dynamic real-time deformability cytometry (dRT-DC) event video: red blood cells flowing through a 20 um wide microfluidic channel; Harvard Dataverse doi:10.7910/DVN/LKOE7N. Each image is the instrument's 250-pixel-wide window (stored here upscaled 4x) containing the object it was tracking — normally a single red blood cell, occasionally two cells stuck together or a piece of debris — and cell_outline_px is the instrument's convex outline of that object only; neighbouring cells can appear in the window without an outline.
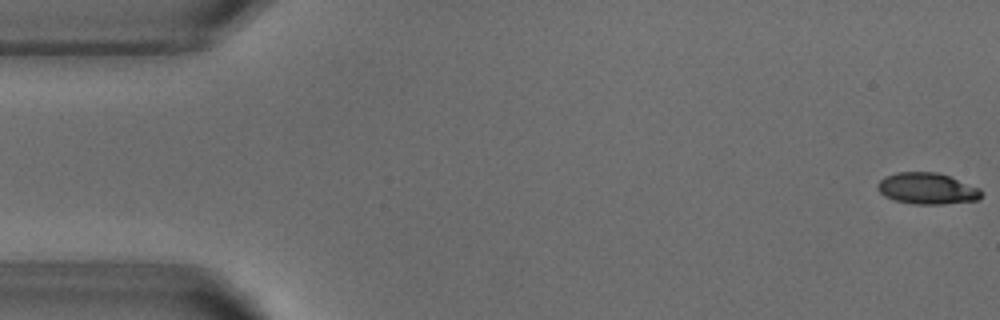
{"species": "common noctule bat (a hibernating species)", "species_latin": "Nyctalus noctula", "temperature_condition": "warm", "stored_images_in_passage": 52, "camera_frame_rate_fps": 3000, "um_per_image_px": 0.085, "animal": {"sex": "male", "body_mass_g": 18.8}, "frame": {"image": 1, "passage_image": 1, "time_ms": 0.0, "image_size_px": [1000, 320], "cell_outline_px": [[980, 200], [944, 204], [912, 204], [896, 200], [884, 196], [876, 188], [876, 184], [884, 176], [896, 172], [936, 172], [948, 176], [980, 188]], "centroid_in_image_um": [78.77, 16.02], "position_along_channel_um": 6.2, "area_um2": 18.96}}
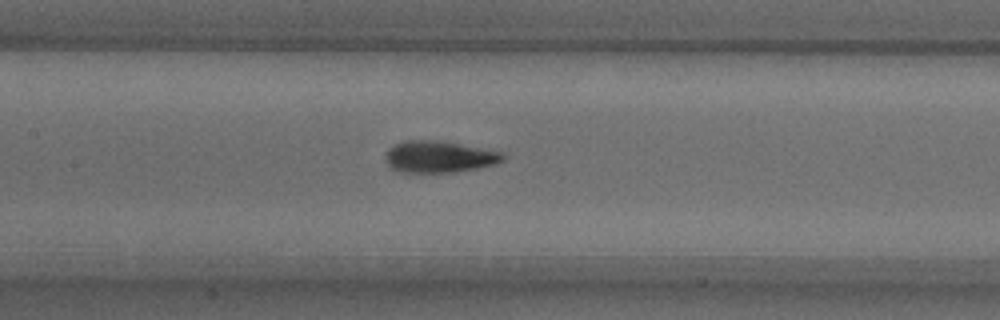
{"frame": {"image": 2, "passage_image": 24, "time_ms": 7.667, "image_size_px": [1000, 320], "cell_outline_px": [[508, 156], [504, 160], [496, 164], [476, 168], [452, 172], [400, 172], [392, 168], [384, 160], [384, 156], [388, 148], [392, 144], [404, 140], [440, 140], [504, 152]], "centroid_in_image_um": [37.32, 13.31], "position_along_channel_um": 170.1, "area_um2": 22.02}}
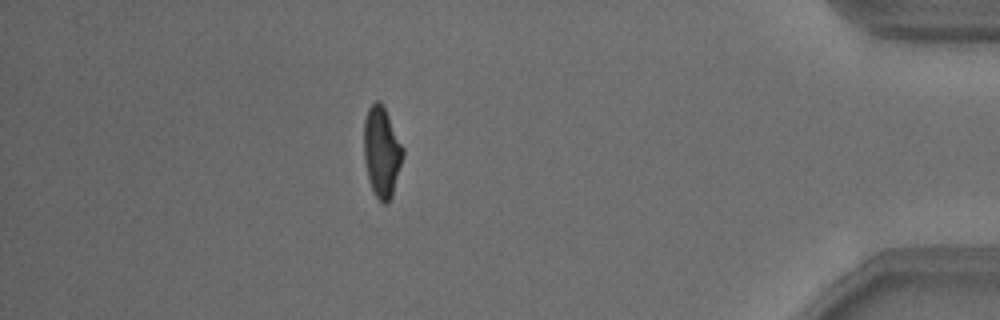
{"frame": {"image": 3, "passage_image": 46, "time_ms": 15.0, "image_size_px": [1000, 320], "cell_outline_px": [[404, 156], [392, 196], [388, 204], [384, 204], [376, 196], [368, 180], [364, 160], [364, 120], [368, 108], [376, 100], [380, 100], [384, 104], [404, 148]], "centroid_in_image_um": [32.46, 12.88], "position_along_channel_um": 402.7, "area_um2": 20.92}, "authors_computed_cell_mechanics": {"area_um2": 20.6924, "velocity_mm_per_s": 3.8352, "shape_relaxation_time_tau1_ms": 4.1449, "shape_relaxation_time_tau2_ms": 1.2779, "deformation_change_tau1": 0.1709, "deformation_change_tau2": 0.0707}}